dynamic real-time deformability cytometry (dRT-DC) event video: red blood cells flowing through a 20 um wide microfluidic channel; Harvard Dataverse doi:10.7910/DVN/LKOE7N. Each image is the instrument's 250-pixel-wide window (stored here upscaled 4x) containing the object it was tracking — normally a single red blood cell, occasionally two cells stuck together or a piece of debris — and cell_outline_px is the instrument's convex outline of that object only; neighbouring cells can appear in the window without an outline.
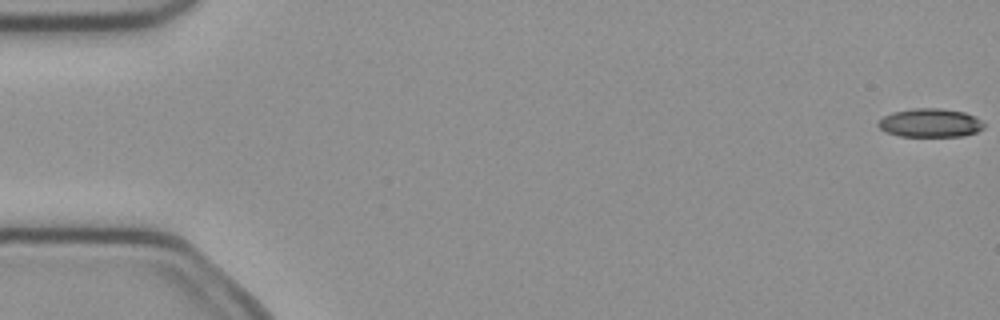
{"species": "common noctule bat (a hibernating species)", "species_latin": "Nyctalus noctula", "temperature_condition": "cold", "stored_images_in_passage": 6, "segment_of_instrument_passage": [1, 2], "camera_frame_rate_fps": 3000, "um_per_image_px": 0.085, "animal": {"sex": "female", "body_mass_g": 21.9}, "frame": {"image": 1, "passage_image": 1, "time_ms": 0.0, "image_size_px": [1000, 320], "cell_outline_px": [[984, 128], [976, 132], [964, 136], [900, 136], [888, 132], [880, 128], [876, 124], [884, 116], [892, 112], [912, 108], [940, 108], [964, 112], [976, 116], [984, 124]], "centroid_in_image_um": [79.08, 10.44], "position_along_channel_um": 5.9, "area_um2": 17.63}}
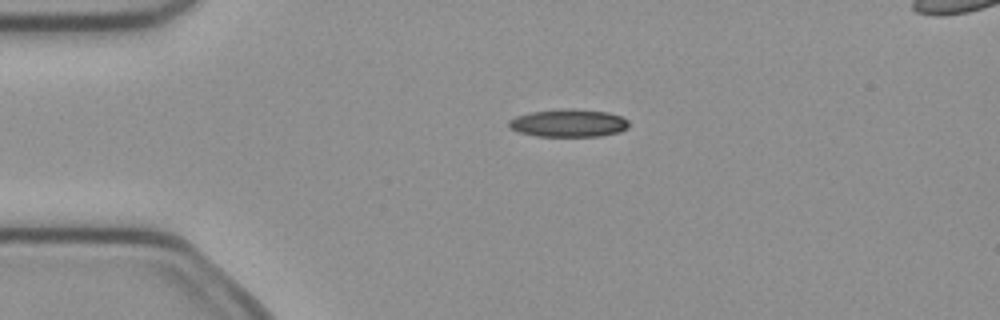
{"frame": {"image": 2, "passage_image": 4, "time_ms": 1.0, "image_size_px": [1000, 320], "cell_outline_px": [[628, 128], [620, 132], [600, 136], [536, 136], [520, 132], [508, 128], [508, 120], [516, 116], [532, 112], [564, 108], [572, 108], [608, 112], [620, 116], [628, 120]], "centroid_in_image_um": [48.32, 10.46], "position_along_channel_um": 36.7, "area_um2": 19.54}}